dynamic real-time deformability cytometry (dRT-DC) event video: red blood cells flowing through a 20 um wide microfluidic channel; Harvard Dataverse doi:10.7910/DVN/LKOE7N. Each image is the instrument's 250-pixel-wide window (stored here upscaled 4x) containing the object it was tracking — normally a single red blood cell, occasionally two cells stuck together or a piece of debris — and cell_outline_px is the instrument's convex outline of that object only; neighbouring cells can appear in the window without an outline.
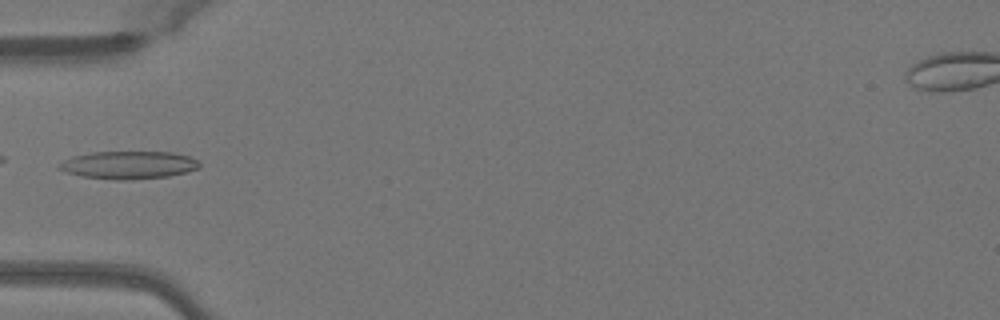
{"species": "Egyptian fruit bat (a non-hibernating species)", "species_latin": "Rousettus aegyptiacus", "temperature_condition": "warm", "stored_images_in_passage": 33, "camera_frame_rate_fps": 3000, "um_per_image_px": 0.085, "animal": {"sex": "female"}, "frame": {"image": 1, "passage_image": 1, "time_ms": 0.0, "image_size_px": [1000, 320], "cell_outline_px": [[200, 168], [188, 172], [168, 176], [124, 180], [116, 180], [80, 176], [64, 172], [56, 168], [56, 164], [72, 156], [92, 152], [172, 152], [188, 156], [196, 160], [200, 164]], "centroid_in_image_um": [10.88, 14.03], "position_along_channel_um": 74.1, "area_um2": 22.89}}
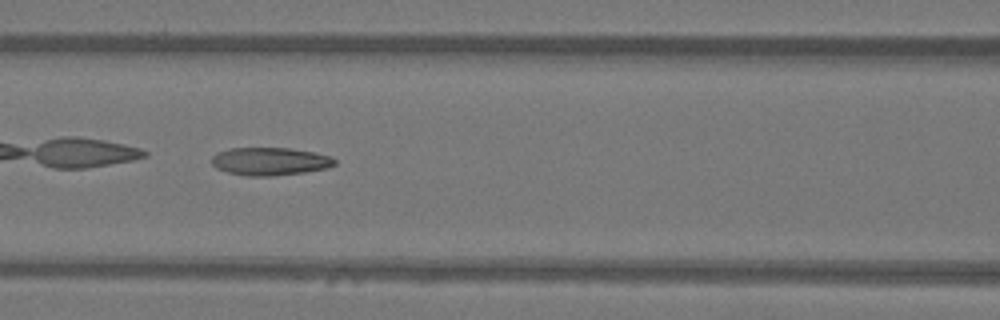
{"frame": {"image": 2, "passage_image": 6, "time_ms": 1.667, "image_size_px": [1000, 320], "cell_outline_px": [[336, 164], [328, 168], [304, 172], [272, 176], [248, 176], [228, 172], [216, 168], [212, 164], [212, 156], [216, 152], [228, 148], [288, 148], [312, 152], [332, 156], [336, 160]], "centroid_in_image_um": [22.94, 13.71], "position_along_channel_um": 143.7, "area_um2": 20.06}}